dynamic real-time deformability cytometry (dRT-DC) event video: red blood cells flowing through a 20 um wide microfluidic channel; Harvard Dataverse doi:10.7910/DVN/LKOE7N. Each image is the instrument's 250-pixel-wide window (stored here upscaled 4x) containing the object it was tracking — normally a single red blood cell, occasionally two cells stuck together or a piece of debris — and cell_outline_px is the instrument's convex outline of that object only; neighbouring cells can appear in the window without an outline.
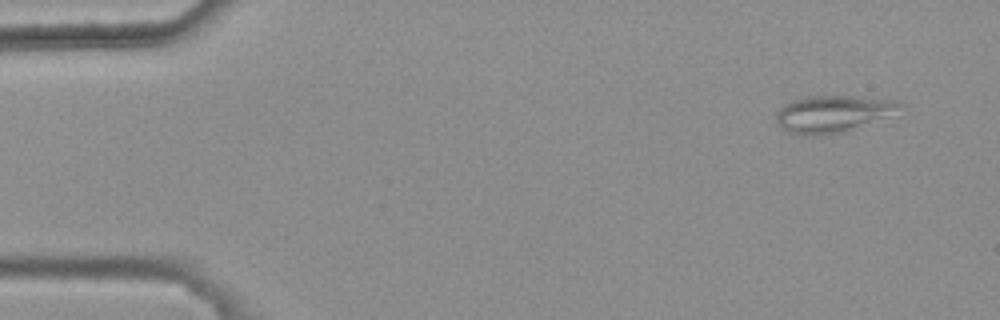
{"species": "common noctule bat (a hibernating species)", "species_latin": "Nyctalus noctula", "temperature_condition": "warm", "stored_images_in_passage": 6, "camera_frame_rate_fps": 3000, "um_per_image_px": 0.085, "animal": {"sex": "female", "body_mass_g": 25.1}, "frame": {"image": 1, "passage_image": 1, "time_ms": 0.0, "image_size_px": [1000, 320], "cell_outline_px": [[904, 104], [880, 116], [844, 132], [816, 136], [804, 136], [788, 132], [780, 128], [776, 120], [776, 112], [784, 104], [792, 100], [812, 96], [852, 96], [896, 100]], "centroid_in_image_um": [70.6, 9.68], "position_along_channel_um": 14.4, "area_um2": 25.72}}
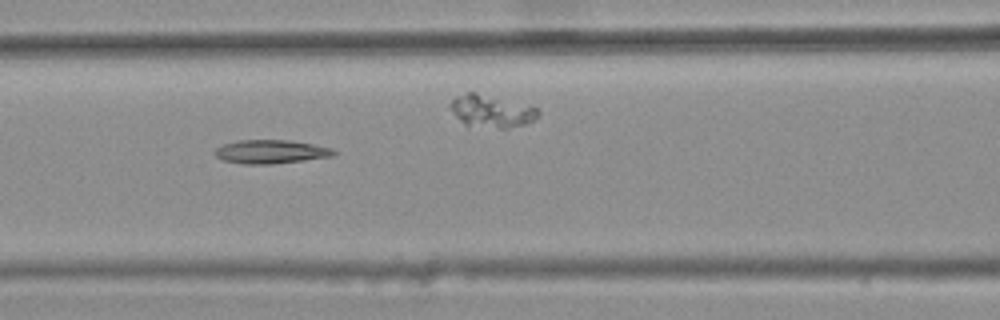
{"frame": {"image": 2, "passage_image": 6, "time_ms": 1.667, "image_size_px": [1000, 320], "cell_outline_px": [[336, 156], [272, 164], [244, 164], [224, 160], [216, 156], [212, 152], [216, 148], [224, 144], [236, 140], [288, 140], [312, 144], [332, 148], [336, 152]], "centroid_in_image_um": [23.02, 12.89], "position_along_channel_um": 143.6, "area_um2": 16.42}}